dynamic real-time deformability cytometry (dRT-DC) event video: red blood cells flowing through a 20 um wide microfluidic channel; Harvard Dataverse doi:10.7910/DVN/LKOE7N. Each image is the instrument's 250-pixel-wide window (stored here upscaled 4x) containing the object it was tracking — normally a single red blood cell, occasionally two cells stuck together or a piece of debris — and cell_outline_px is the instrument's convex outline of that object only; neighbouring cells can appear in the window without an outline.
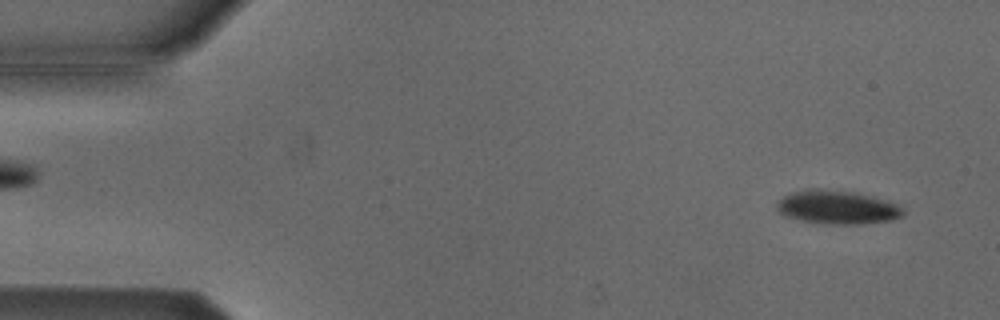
{"species": "Egyptian fruit bat (a non-hibernating species)", "species_latin": "Rousettus aegyptiacus", "temperature_condition": "cold", "stored_images_in_passage": 12, "camera_frame_rate_fps": 3000, "um_per_image_px": 0.085, "animal": {"sex": "male"}, "frame": {"image": 1, "passage_image": 3, "time_ms": 0.667, "image_size_px": [1000, 320], "cell_outline_px": [[904, 212], [900, 216], [888, 220], [856, 224], [836, 224], [804, 220], [792, 216], [784, 212], [780, 208], [780, 200], [784, 196], [792, 192], [812, 188], [816, 188], [856, 192], [872, 196], [896, 204]], "centroid_in_image_um": [71.23, 17.58], "position_along_channel_um": 13.8, "area_um2": 23.58}}